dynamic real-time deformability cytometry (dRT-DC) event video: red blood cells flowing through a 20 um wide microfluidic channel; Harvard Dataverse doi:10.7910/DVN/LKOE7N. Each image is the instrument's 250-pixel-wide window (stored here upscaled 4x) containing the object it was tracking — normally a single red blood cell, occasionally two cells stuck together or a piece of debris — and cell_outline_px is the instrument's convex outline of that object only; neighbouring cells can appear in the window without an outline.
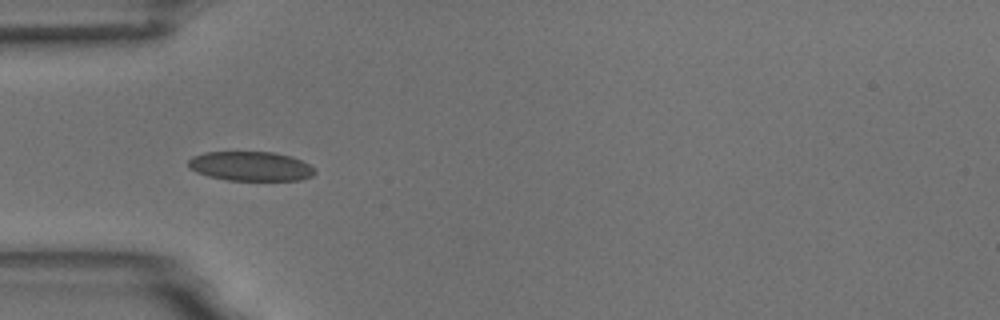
{"species": "common noctule bat (a hibernating species)", "species_latin": "Nyctalus noctula", "temperature_condition": "room temperature", "stored_images_in_passage": 5, "camera_frame_rate_fps": 3000, "um_per_image_px": 0.085, "animal": {"sex": "male", "body_mass_g": 18.8}, "frame": {"image": 1, "passage_image": 4, "time_ms": 1.0, "image_size_px": [1000, 320], "cell_outline_px": [[316, 172], [312, 176], [300, 180], [228, 180], [208, 176], [196, 172], [188, 168], [188, 160], [192, 156], [204, 152], [272, 152], [292, 156], [308, 164]], "centroid_in_image_um": [21.27, 14.12], "position_along_channel_um": 63.7, "area_um2": 21.68}}